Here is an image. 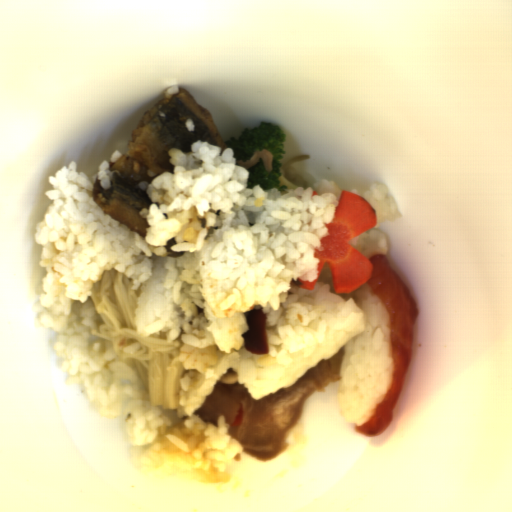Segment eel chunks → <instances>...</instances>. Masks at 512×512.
<instances>
[{
  "mask_svg": "<svg viewBox=\"0 0 512 512\" xmlns=\"http://www.w3.org/2000/svg\"><path fill=\"white\" fill-rule=\"evenodd\" d=\"M193 119L195 130L188 132L185 121ZM196 141L227 148L210 112L199 105L192 94L179 88L172 97H164L151 106L132 130L128 149L110 164L111 187L103 189L101 180L93 183L91 194L96 205L129 230L146 237L148 223L141 211L149 208L151 200L139 183H152L164 172L173 173L168 151L179 149L191 152Z\"/></svg>",
  "mask_w": 512,
  "mask_h": 512,
  "instance_id": "4dd315ae",
  "label": "eel chunks"
},
{
  "mask_svg": "<svg viewBox=\"0 0 512 512\" xmlns=\"http://www.w3.org/2000/svg\"><path fill=\"white\" fill-rule=\"evenodd\" d=\"M176 244V241H175V238L172 237L171 239H169L165 245V250H166V255L167 257H173V258H179V257H183L185 255V252H177V251H172L171 248Z\"/></svg>",
  "mask_w": 512,
  "mask_h": 512,
  "instance_id": "57646c5b",
  "label": "eel chunks"
}]
</instances>
